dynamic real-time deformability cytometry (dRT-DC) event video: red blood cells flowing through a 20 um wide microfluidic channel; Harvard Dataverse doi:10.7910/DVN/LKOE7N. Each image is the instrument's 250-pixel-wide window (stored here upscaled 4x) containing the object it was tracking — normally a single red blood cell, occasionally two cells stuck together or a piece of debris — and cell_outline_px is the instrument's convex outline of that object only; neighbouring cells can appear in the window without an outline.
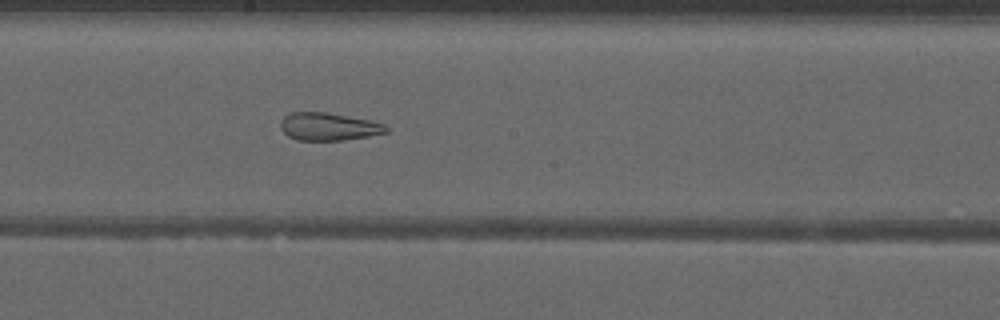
{"species": "common noctule bat (a hibernating species)", "species_latin": "Nyctalus noctula", "temperature_condition": "warm", "stored_images_in_passage": 50, "segment_of_instrument_passage": [2, 2], "camera_frame_rate_fps": 3000, "um_per_image_px": 0.085, "animal": {"sex": "male", "forearm_length_mm": 52.5}, "frame": {"image": 1, "passage_image": 28, "time_ms": 9.0, "image_size_px": [1000, 320], "cell_outline_px": [[388, 132], [368, 136], [344, 140], [296, 140], [288, 136], [280, 128], [280, 120], [284, 116], [292, 112], [324, 112], [372, 120], [384, 124], [388, 128]], "centroid_in_image_um": [27.92, 10.76], "position_along_channel_um": 220.3, "area_um2": 17.11}}
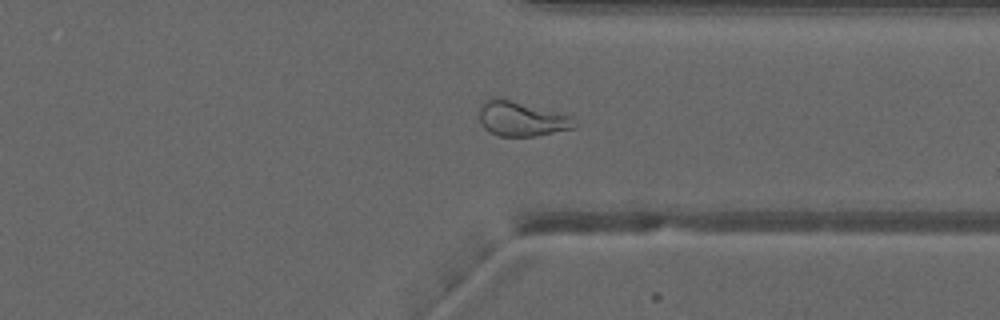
{"frame": {"image": 2, "passage_image": 39, "time_ms": 12.667, "image_size_px": [1000, 320], "cell_outline_px": [[580, 124], [576, 128], [536, 136], [500, 136], [488, 132], [484, 128], [480, 120], [480, 104], [484, 100], [492, 96], [500, 96], [572, 116]], "centroid_in_image_um": [44.34, 10.07], "position_along_channel_um": 367.1, "area_um2": 19.88}}
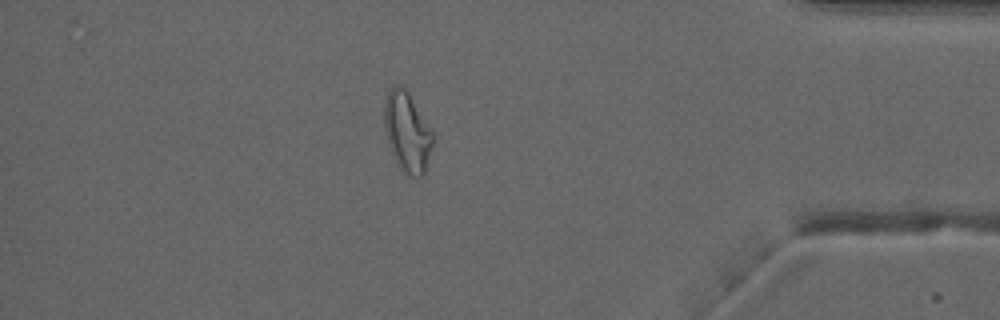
{"frame": {"image": 3, "passage_image": 44, "time_ms": 14.333, "image_size_px": [1000, 320], "cell_outline_px": [[432, 144], [424, 172], [420, 176], [412, 176], [404, 172], [396, 164], [388, 140], [384, 124], [384, 104], [388, 92], [396, 84], [400, 84], [408, 92], [432, 128]], "centroid_in_image_um": [34.6, 11.19], "position_along_channel_um": 400.6, "area_um2": 22.2}}